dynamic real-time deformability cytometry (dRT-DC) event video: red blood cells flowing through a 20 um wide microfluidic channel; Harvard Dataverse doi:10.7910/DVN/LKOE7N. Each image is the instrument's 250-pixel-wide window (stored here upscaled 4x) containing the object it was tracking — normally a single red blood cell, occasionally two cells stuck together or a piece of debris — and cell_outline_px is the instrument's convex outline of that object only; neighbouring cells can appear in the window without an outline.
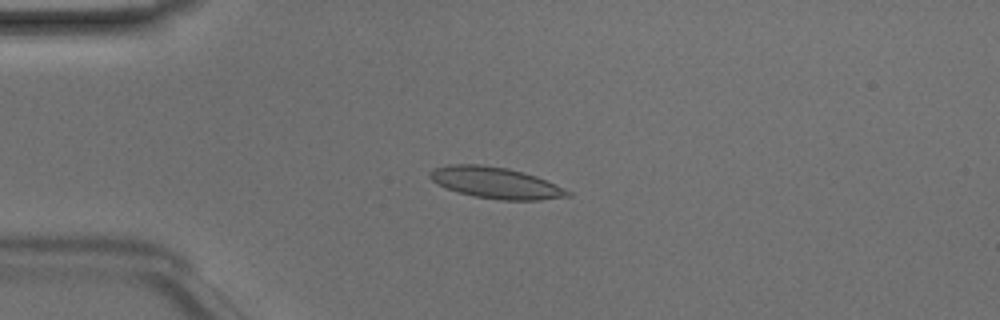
{"species": "Egyptian fruit bat (a non-hibernating species)", "species_latin": "Rousettus aegyptiacus", "temperature_condition": "room temperature", "stored_images_in_passage": 47, "camera_frame_rate_fps": 3000, "um_per_image_px": 0.085, "animal": {"sex": "male"}, "frame": {"image": 1, "passage_image": 11, "time_ms": 3.333, "image_size_px": [1000, 320], "cell_outline_px": [[572, 196], [540, 200], [500, 200], [472, 196], [448, 188], [432, 180], [428, 176], [428, 172], [432, 168], [448, 164], [480, 164], [508, 168], [524, 172], [536, 176], [572, 192]], "centroid_in_image_um": [42.13, 15.53], "position_along_channel_um": 42.9, "area_um2": 25.14}}
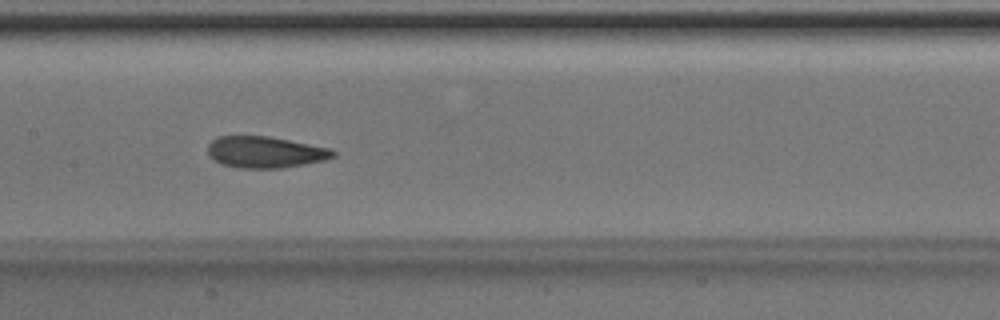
{"frame": {"image": 2, "passage_image": 23, "time_ms": 7.333, "image_size_px": [1000, 320], "cell_outline_px": [[336, 156], [324, 160], [304, 164], [280, 168], [240, 168], [220, 164], [208, 152], [208, 144], [216, 136], [268, 136], [332, 148], [336, 152]], "centroid_in_image_um": [22.56, 12.92], "position_along_channel_um": 184.8, "area_um2": 22.95}}
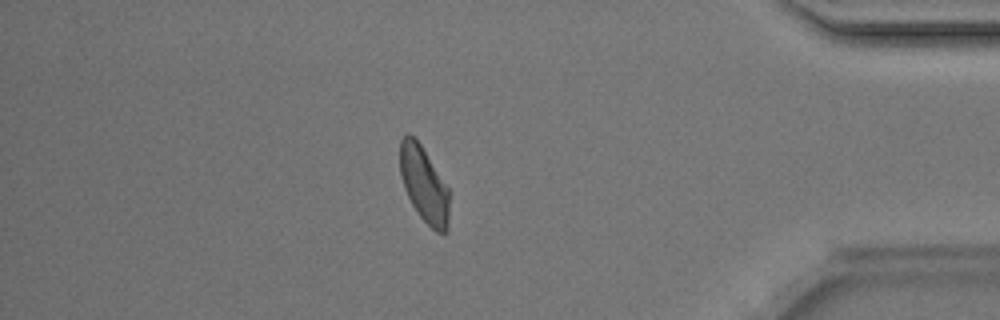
{"frame": {"image": 3, "passage_image": 41, "time_ms": 13.333, "image_size_px": [1000, 320], "cell_outline_px": [[448, 232], [436, 232], [420, 216], [412, 204], [404, 188], [400, 176], [400, 140], [408, 132], [420, 144], [448, 188]], "centroid_in_image_um": [36.02, 15.68], "position_along_channel_um": 399.2, "area_um2": 21.33}, "authors_computed_cell_mechanics": {"area_um2": 23.2356, "velocity_mm_per_s": 4.1539, "shape_relaxation_time_tau1_ms": 5.2101, "shape_relaxation_time_tau2_ms": 1.862, "deformation_change_tau1": 0.1491, "deformation_change_tau2": 0.0895}}